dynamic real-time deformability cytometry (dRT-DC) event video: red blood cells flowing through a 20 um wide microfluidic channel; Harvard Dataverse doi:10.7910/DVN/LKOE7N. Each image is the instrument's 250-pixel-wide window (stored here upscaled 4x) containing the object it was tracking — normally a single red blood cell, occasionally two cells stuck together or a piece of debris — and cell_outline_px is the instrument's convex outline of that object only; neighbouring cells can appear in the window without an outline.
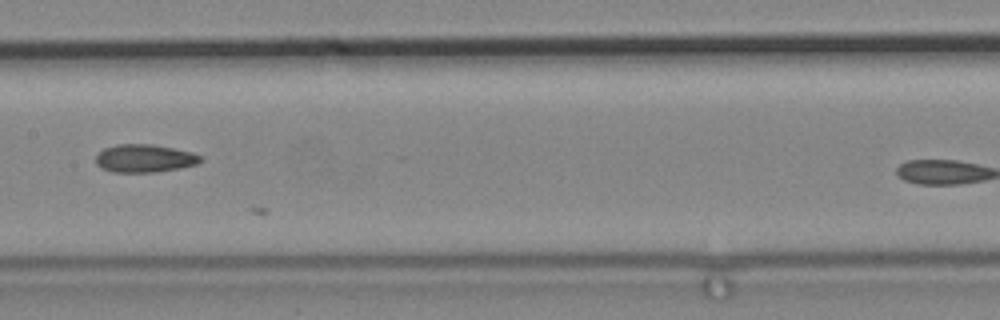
{"species": "common noctule bat (a hibernating species)", "species_latin": "Nyctalus noctula", "temperature_condition": "cold", "stored_images_in_passage": 7, "camera_frame_rate_fps": 3000, "um_per_image_px": 0.085, "animal": {"sex": "male", "body_mass_g": 19.2, "forearm_length_mm": 51.8}, "frame": {"image": 1, "passage_image": 5, "time_ms": 1.333, "image_size_px": [1000, 320], "cell_outline_px": [[204, 160], [196, 164], [180, 168], [156, 172], [112, 172], [100, 168], [96, 164], [96, 156], [104, 148], [116, 144], [152, 144], [192, 152], [200, 156]], "centroid_in_image_um": [12.27, 13.46], "position_along_channel_um": 195.1, "area_um2": 17.11}}